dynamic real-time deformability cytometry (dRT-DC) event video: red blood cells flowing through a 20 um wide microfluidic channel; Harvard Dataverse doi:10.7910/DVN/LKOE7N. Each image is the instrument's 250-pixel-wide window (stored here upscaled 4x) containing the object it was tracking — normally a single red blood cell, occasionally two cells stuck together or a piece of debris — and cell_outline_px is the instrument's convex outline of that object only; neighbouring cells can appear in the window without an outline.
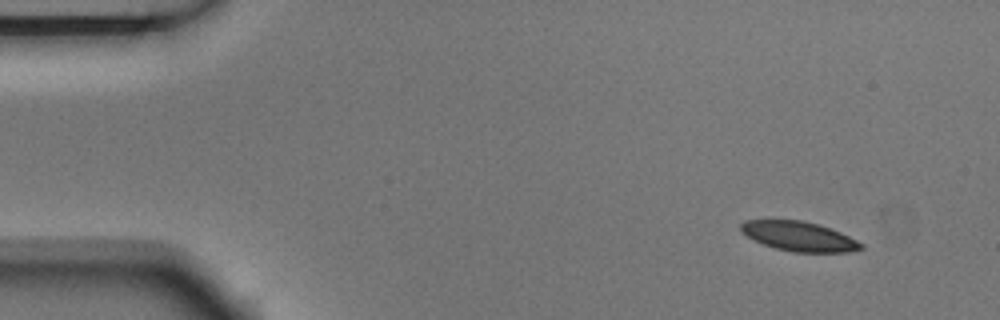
{"species": "Egyptian fruit bat (a non-hibernating species)", "species_latin": "Rousettus aegyptiacus", "temperature_condition": "room temperature", "stored_images_in_passage": 4, "camera_frame_rate_fps": 3000, "um_per_image_px": 0.085, "animal": {"sex": "male"}, "frame": {"image": 1, "passage_image": 1, "time_ms": 0.0, "image_size_px": [1000, 320], "cell_outline_px": [[864, 248], [848, 252], [792, 252], [776, 248], [752, 240], [740, 232], [740, 224], [744, 220], [804, 220], [820, 224], [840, 232], [864, 244]], "centroid_in_image_um": [67.89, 20.08], "position_along_channel_um": 17.1, "area_um2": 20.87}}
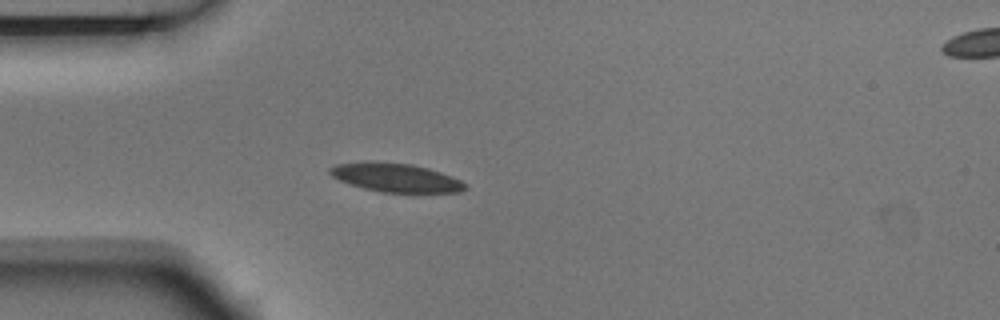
{"frame": {"image": 2, "passage_image": 4, "time_ms": 1.0, "image_size_px": [1000, 320], "cell_outline_px": [[468, 188], [460, 192], [380, 192], [364, 188], [340, 180], [332, 176], [328, 172], [328, 168], [336, 164], [372, 160], [412, 164], [428, 168], [452, 176], [468, 184]], "centroid_in_image_um": [33.64, 15.08], "position_along_channel_um": 51.4, "area_um2": 22.77}}